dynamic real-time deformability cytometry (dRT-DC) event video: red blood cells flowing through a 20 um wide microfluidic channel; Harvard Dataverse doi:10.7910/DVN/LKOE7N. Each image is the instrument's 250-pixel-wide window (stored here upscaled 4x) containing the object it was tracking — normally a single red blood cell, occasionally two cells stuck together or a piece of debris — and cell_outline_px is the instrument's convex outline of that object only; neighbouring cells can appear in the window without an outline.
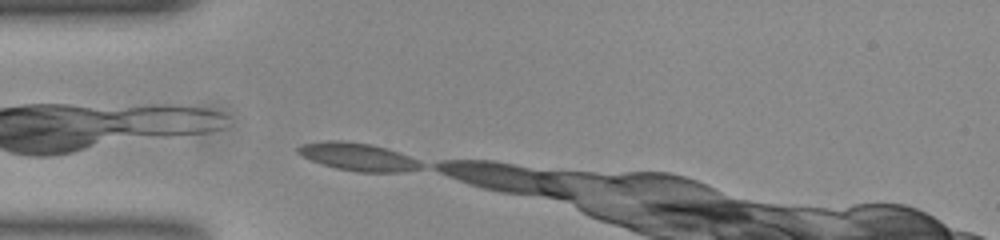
{"species": "common noctule bat (a hibernating species)", "species_latin": "Nyctalus noctula", "temperature_condition": "room temperature", "stored_images_in_passage": 5, "camera_frame_rate_fps": 3000, "um_per_image_px": 0.085, "animal": {"sex": "female", "body_mass_g": 23.0, "forearm_length_mm": 53.4}, "frame": {"image": 1, "passage_image": 1, "time_ms": 0.0, "image_size_px": [1000, 240], "cell_outline_px": [[424, 168], [404, 172], [356, 172], [336, 168], [312, 160], [296, 152], [296, 148], [300, 144], [328, 140], [340, 140], [368, 144], [384, 148], [408, 156], [424, 164]], "centroid_in_image_um": [30.42, 13.34], "position_along_channel_um": 54.6, "area_um2": 19.71}}